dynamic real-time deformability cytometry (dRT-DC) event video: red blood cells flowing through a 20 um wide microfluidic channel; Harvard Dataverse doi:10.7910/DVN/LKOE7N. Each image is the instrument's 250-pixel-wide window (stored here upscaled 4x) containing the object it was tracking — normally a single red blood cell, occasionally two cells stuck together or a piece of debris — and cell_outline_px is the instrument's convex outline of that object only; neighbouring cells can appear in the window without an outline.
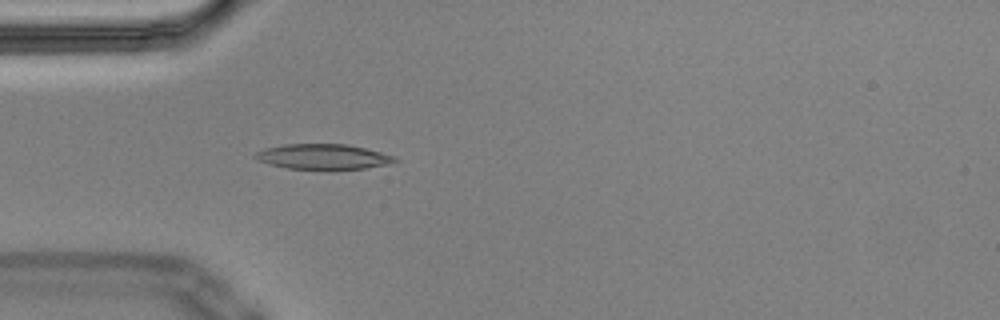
{"species": "Egyptian fruit bat (a non-hibernating species)", "species_latin": "Rousettus aegyptiacus", "temperature_condition": "cold", "stored_images_in_passage": 55, "camera_frame_rate_fps": 3000, "um_per_image_px": 0.085, "animal": {"sex": "male"}, "frame": {"image": 1, "passage_image": 16, "time_ms": 5.0, "image_size_px": [1000, 320], "cell_outline_px": [[400, 160], [388, 164], [364, 168], [336, 172], [328, 172], [288, 168], [268, 164], [252, 156], [256, 152], [264, 148], [284, 144], [344, 144], [364, 148], [396, 156]], "centroid_in_image_um": [27.48, 13.36], "position_along_channel_um": 57.5, "area_um2": 21.33}}
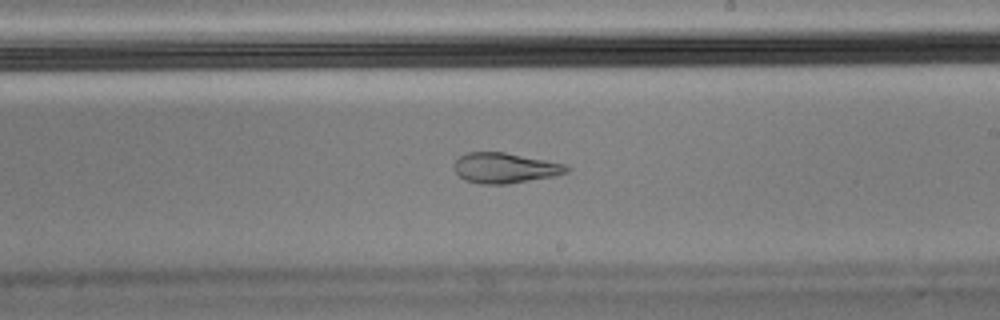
{"frame": {"image": 2, "passage_image": 32, "time_ms": 10.333, "image_size_px": [1000, 320], "cell_outline_px": [[572, 168], [568, 172], [556, 176], [508, 184], [480, 184], [464, 180], [456, 172], [452, 164], [464, 152], [504, 152], [568, 164]], "centroid_in_image_um": [42.95, 14.28], "position_along_channel_um": 246.0, "area_um2": 20.23}, "authors_computed_cell_mechanics": {"area_um2": 20.519, "velocity_mm_per_s": 3.5866, "shape_relaxation_time_tau1_ms": null, "shape_relaxation_time_tau2_ms": 1.4039, "deformation_change_tau1": null, "deformation_change_tau2": 0.0776}}